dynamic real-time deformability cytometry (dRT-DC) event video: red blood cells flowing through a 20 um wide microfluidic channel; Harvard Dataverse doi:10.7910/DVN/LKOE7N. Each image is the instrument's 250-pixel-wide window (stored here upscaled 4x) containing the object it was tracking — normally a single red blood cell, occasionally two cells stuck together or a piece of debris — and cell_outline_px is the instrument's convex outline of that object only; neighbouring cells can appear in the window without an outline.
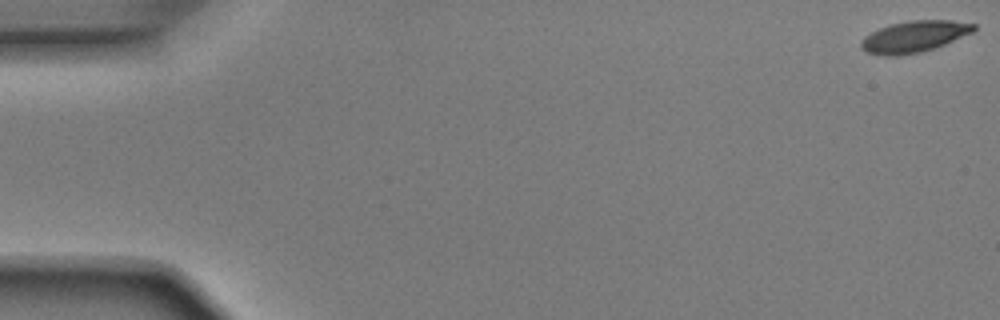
{"species": "Egyptian fruit bat (a non-hibernating species)", "species_latin": "Rousettus aegyptiacus", "temperature_condition": "room temperature", "stored_images_in_passage": 52, "camera_frame_rate_fps": 3000, "um_per_image_px": 0.085, "animal": {"sex": "male"}, "frame": {"image": 1, "passage_image": 1, "time_ms": 0.0, "image_size_px": [1000, 320], "cell_outline_px": [[976, 28], [972, 32], [944, 44], [920, 52], [900, 56], [884, 56], [868, 52], [860, 48], [860, 44], [864, 36], [880, 28], [892, 24], [908, 20], [948, 20], [976, 24]], "centroid_in_image_um": [77.67, 3.11], "position_along_channel_um": 7.3, "area_um2": 20.4}}
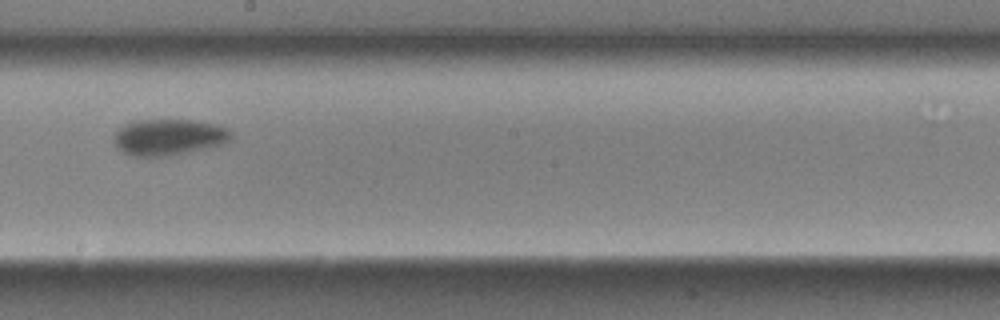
{"frame": {"image": 2, "passage_image": 30, "time_ms": 9.667, "image_size_px": [1000, 320], "cell_outline_px": [[232, 136], [224, 144], [188, 152], [168, 156], [132, 156], [116, 148], [112, 140], [112, 136], [124, 124], [136, 120], [192, 120], [212, 124], [228, 128], [232, 132]], "centroid_in_image_um": [14.3, 11.66], "position_along_channel_um": 233.9, "area_um2": 24.8}}
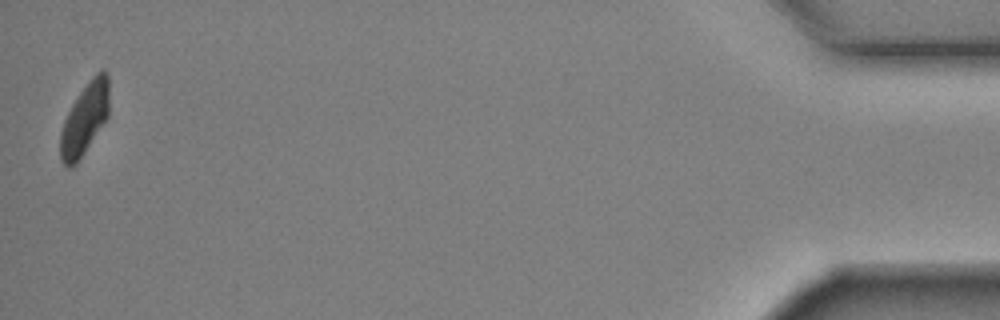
{"frame": {"image": 3, "passage_image": 52, "time_ms": 17.0, "image_size_px": [1000, 320], "cell_outline_px": [[108, 116], [76, 164], [72, 168], [68, 168], [60, 160], [60, 132], [64, 120], [72, 104], [88, 80], [100, 68], [104, 68], [108, 72]], "centroid_in_image_um": [7.19, 10.07], "position_along_channel_um": 428.0, "area_um2": 20.35}, "authors_computed_cell_mechanics": {"area_um2": 22.3686, "velocity_mm_per_s": 3.8961, "shape_relaxation_time_tau1_ms": 2.877, "shape_relaxation_time_tau2_ms": 2.9019, "deformation_change_tau1": 0.134, "deformation_change_tau2": 0.0356}}